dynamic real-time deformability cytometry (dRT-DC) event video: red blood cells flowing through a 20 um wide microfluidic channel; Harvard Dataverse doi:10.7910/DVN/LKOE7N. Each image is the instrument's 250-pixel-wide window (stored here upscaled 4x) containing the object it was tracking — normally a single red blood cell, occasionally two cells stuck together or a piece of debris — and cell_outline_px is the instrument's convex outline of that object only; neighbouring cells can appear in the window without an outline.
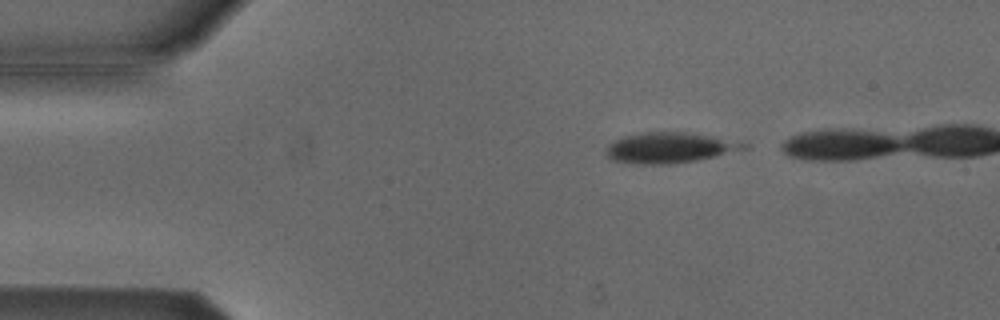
{"species": "Egyptian fruit bat (a non-hibernating species)", "species_latin": "Rousettus aegyptiacus", "temperature_condition": "cold", "stored_images_in_passage": 6, "camera_frame_rate_fps": 3000, "um_per_image_px": 0.085, "animal": {"sex": "male"}, "frame": {"image": 1, "passage_image": 5, "time_ms": 1.333, "image_size_px": [1000, 320], "cell_outline_px": [[748, 148], [696, 160], [668, 164], [628, 164], [612, 160], [604, 152], [608, 144], [624, 136], [640, 132], [688, 132], [748, 144]], "centroid_in_image_um": [56.8, 12.56], "position_along_channel_um": 28.2, "area_um2": 24.22}}